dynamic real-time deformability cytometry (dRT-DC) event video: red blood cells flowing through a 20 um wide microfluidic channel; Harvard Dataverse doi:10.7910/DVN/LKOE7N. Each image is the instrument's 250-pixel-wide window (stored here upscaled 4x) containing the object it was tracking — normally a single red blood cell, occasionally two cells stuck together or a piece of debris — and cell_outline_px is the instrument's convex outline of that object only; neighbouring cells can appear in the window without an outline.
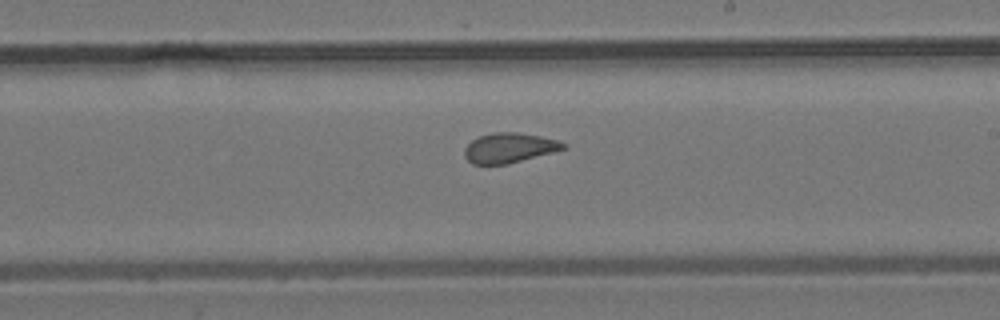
{"species": "common noctule bat (a hibernating species)", "species_latin": "Nyctalus noctula", "temperature_condition": "room temperature", "stored_images_in_passage": 9, "camera_frame_rate_fps": 3000, "um_per_image_px": 0.085, "animal": {"sex": "male", "body_mass_g": 19.2, "forearm_length_mm": 51.8}, "frame": {"image": 1, "passage_image": 9, "time_ms": 9.667, "image_size_px": [1000, 320], "cell_outline_px": [[568, 148], [508, 164], [472, 164], [464, 156], [464, 148], [472, 140], [480, 136], [492, 132], [516, 132], [540, 136], [556, 140], [568, 144]], "centroid_in_image_um": [43.29, 12.57], "position_along_channel_um": 245.7, "area_um2": 17.22}}